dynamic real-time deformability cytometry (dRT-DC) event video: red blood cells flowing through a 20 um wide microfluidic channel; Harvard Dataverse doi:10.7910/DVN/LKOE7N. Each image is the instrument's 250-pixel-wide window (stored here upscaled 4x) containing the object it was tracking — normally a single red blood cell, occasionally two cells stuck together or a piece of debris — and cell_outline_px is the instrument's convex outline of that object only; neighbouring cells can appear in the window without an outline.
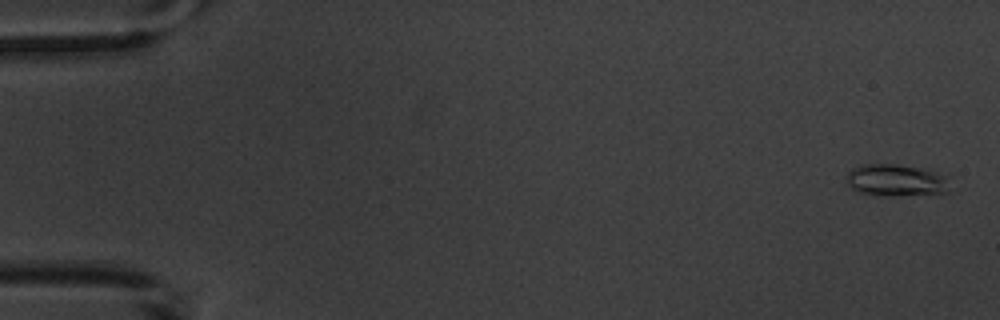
{"species": "common noctule bat (a hibernating species)", "species_latin": "Nyctalus noctula", "temperature_condition": "warm", "stored_images_in_passage": 5, "camera_frame_rate_fps": 3000, "um_per_image_px": 0.085, "animal": {"sex": "male", "body_mass_g": 20.1, "forearm_length_mm": 53.5}, "frame": {"image": 1, "passage_image": 1, "time_ms": 0.0, "image_size_px": [1000, 320], "cell_outline_px": [[948, 192], [892, 196], [876, 196], [860, 192], [852, 188], [848, 184], [848, 172], [852, 168], [864, 164], [896, 164], [920, 168], [936, 172], [944, 176]], "centroid_in_image_um": [76.1, 15.32], "position_along_channel_um": 8.9, "area_um2": 18.9}}